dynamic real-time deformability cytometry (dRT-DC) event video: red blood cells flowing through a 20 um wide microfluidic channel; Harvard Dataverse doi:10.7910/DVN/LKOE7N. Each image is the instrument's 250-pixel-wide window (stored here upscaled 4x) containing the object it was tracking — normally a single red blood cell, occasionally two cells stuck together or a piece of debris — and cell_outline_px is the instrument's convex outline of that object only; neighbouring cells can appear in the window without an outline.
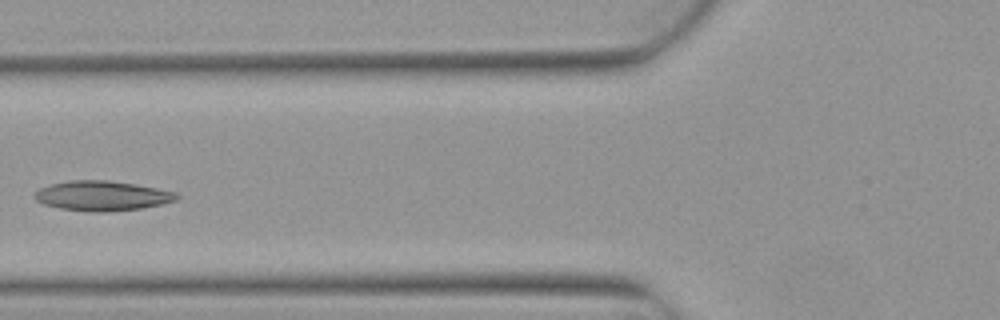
{"species": "Egyptian fruit bat (a non-hibernating species)", "species_latin": "Rousettus aegyptiacus", "temperature_condition": "warm", "stored_images_in_passage": 5, "camera_frame_rate_fps": 3000, "um_per_image_px": 0.085, "animal": {"sex": "female"}, "frame": {"image": 1, "passage_image": 4, "time_ms": 1.0, "image_size_px": [1000, 320], "cell_outline_px": [[180, 196], [176, 200], [160, 204], [140, 208], [108, 212], [88, 212], [60, 208], [44, 204], [36, 200], [36, 192], [40, 188], [52, 184], [68, 180], [108, 180], [136, 184], [176, 192]], "centroid_in_image_um": [8.69, 16.64], "position_along_channel_um": 117.1, "area_um2": 24.57}}
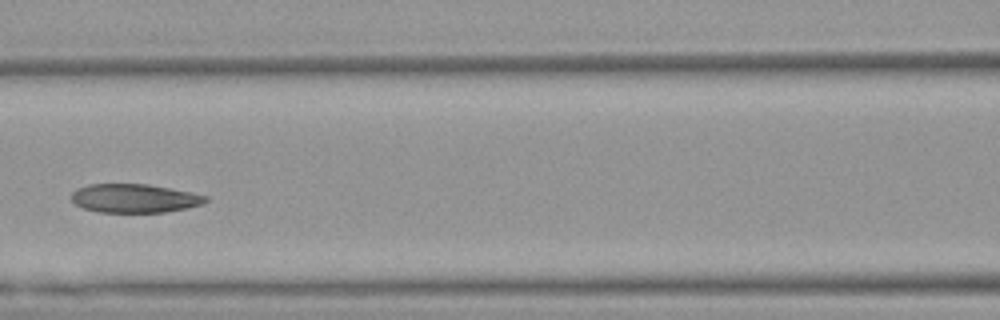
{"frame": {"image": 2, "passage_image": 5, "time_ms": 1.333, "image_size_px": [1000, 320], "cell_outline_px": [[208, 200], [204, 204], [164, 212], [96, 212], [84, 208], [76, 204], [72, 200], [72, 192], [76, 188], [88, 184], [148, 184], [192, 192], [208, 196]], "centroid_in_image_um": [11.43, 16.85], "position_along_channel_um": 155.2, "area_um2": 22.48}}